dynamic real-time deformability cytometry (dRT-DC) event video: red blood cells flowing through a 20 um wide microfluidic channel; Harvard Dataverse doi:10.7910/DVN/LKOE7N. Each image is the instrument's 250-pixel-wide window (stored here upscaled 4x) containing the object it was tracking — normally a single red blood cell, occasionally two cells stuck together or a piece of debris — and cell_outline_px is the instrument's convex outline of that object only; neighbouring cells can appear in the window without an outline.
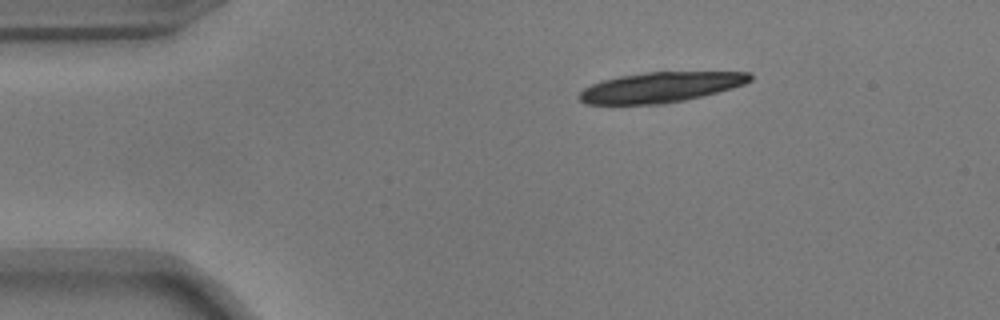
{"species": "common noctule bat (a hibernating species)", "species_latin": "Nyctalus noctula", "temperature_condition": "warm", "stored_images_in_passage": 6, "camera_frame_rate_fps": 3000, "um_per_image_px": 0.085, "animal": {"sex": "male", "body_mass_g": 17.9}, "frame": {"image": 1, "passage_image": 1, "time_ms": 0.0, "image_size_px": [1000, 320], "cell_outline_px": [[752, 80], [744, 84], [732, 88], [684, 100], [664, 104], [584, 104], [576, 96], [584, 88], [592, 84], [604, 80], [620, 76], [644, 72], [752, 72]], "centroid_in_image_um": [56.13, 7.41], "position_along_channel_um": 28.9, "area_um2": 30.0}}